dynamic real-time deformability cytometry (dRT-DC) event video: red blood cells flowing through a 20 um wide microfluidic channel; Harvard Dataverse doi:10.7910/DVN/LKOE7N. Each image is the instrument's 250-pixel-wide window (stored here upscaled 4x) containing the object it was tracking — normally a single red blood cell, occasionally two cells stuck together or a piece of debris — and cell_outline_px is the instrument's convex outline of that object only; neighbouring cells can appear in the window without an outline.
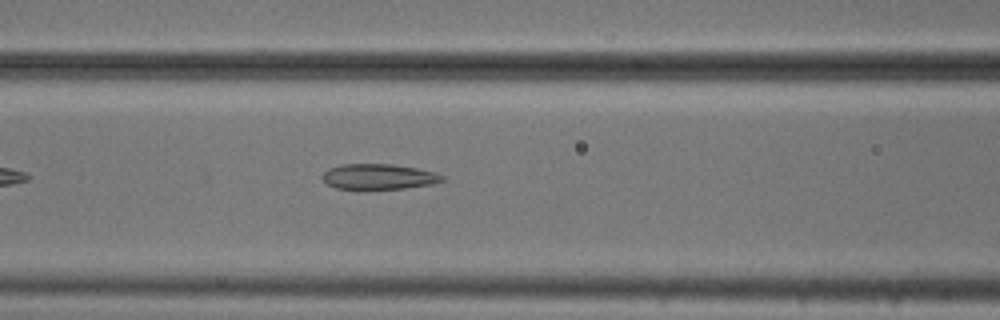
{"species": "common noctule bat (a hibernating species)", "species_latin": "Nyctalus noctula", "temperature_condition": "cold", "stored_images_in_passage": 41, "camera_frame_rate_fps": 3000, "um_per_image_px": 0.085, "animal": {"sex": "male", "body_mass_g": 20.5, "forearm_length_mm": 52.5}, "frame": {"image": 1, "passage_image": 10, "time_ms": 3.0, "image_size_px": [1000, 320], "cell_outline_px": [[444, 180], [432, 184], [404, 188], [336, 188], [328, 184], [320, 176], [328, 168], [340, 164], [392, 164], [416, 168], [436, 172], [444, 176]], "centroid_in_image_um": [32.19, 14.99], "position_along_channel_um": 134.4, "area_um2": 17.57}}
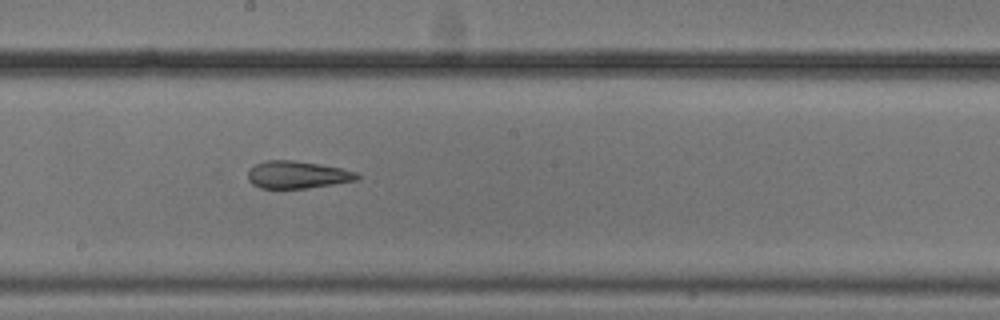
{"frame": {"image": 2, "passage_image": 17, "time_ms": 5.333, "image_size_px": [1000, 320], "cell_outline_px": [[360, 180], [308, 188], [260, 188], [252, 184], [248, 180], [248, 172], [256, 164], [268, 160], [292, 160], [320, 164], [360, 172]], "centroid_in_image_um": [25.33, 14.86], "position_along_channel_um": 222.9, "area_um2": 17.51}}
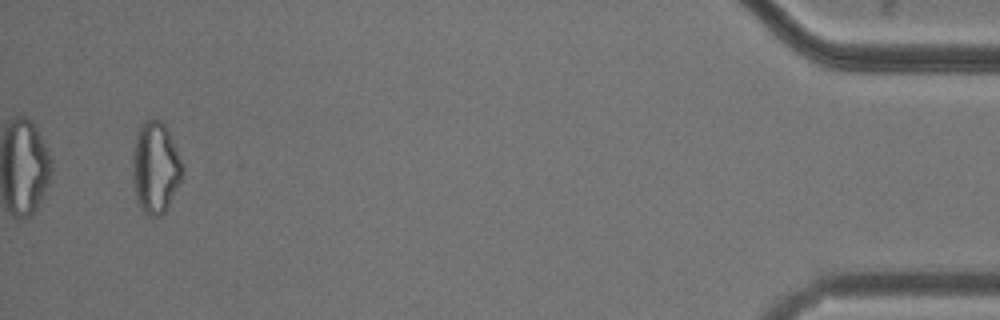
{"frame": {"image": 3, "passage_image": 39, "time_ms": 12.667, "image_size_px": [1000, 320], "cell_outline_px": [[184, 172], [164, 212], [160, 216], [152, 216], [144, 212], [136, 200], [132, 188], [132, 152], [136, 132], [140, 124], [144, 120], [152, 116], [160, 120], [164, 124], [184, 164]], "centroid_in_image_um": [13.17, 14.19], "position_along_channel_um": 422.0, "area_um2": 26.99}, "authors_computed_cell_mechanics": {"area_um2": 20.1144, "velocity_mm_per_s": 3.785, "shape_relaxation_time_tau1_ms": null, "shape_relaxation_time_tau2_ms": 4.3382, "deformation_change_tau1": null, "deformation_change_tau2": 0.1212}}